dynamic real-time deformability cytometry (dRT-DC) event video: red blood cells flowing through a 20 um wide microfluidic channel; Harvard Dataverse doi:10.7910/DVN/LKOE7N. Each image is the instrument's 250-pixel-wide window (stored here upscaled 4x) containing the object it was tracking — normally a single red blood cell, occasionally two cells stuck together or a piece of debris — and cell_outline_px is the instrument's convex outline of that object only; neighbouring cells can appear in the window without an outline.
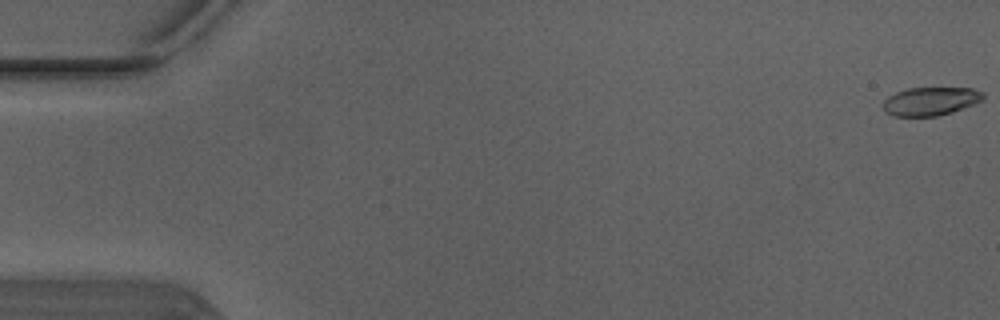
{"species": "Egyptian fruit bat (a non-hibernating species)", "species_latin": "Rousettus aegyptiacus", "temperature_condition": "warm", "stored_images_in_passage": 5, "camera_frame_rate_fps": 3000, "um_per_image_px": 0.085, "animal": {"sex": "male"}, "frame": {"image": 1, "passage_image": 1, "time_ms": 0.0, "image_size_px": [1000, 320], "cell_outline_px": [[984, 100], [976, 104], [952, 112], [936, 116], [892, 116], [884, 112], [884, 100], [888, 96], [896, 92], [908, 88], [972, 88], [984, 92]], "centroid_in_image_um": [79.12, 8.61], "position_along_channel_um": 5.9, "area_um2": 16.7}}
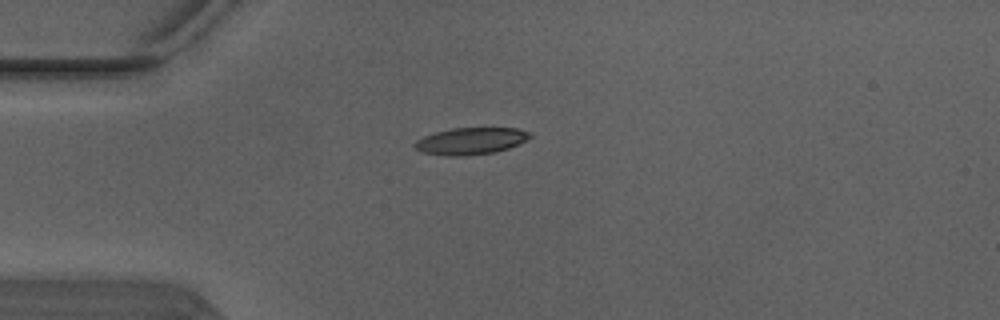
{"frame": {"image": 2, "passage_image": 4, "time_ms": 1.0, "image_size_px": [1000, 320], "cell_outline_px": [[532, 136], [508, 148], [492, 152], [464, 156], [444, 156], [424, 152], [416, 148], [412, 144], [416, 140], [424, 136], [436, 132], [452, 128], [520, 128], [532, 132]], "centroid_in_image_um": [40.0, 11.98], "position_along_channel_um": 45.0, "area_um2": 17.92}}